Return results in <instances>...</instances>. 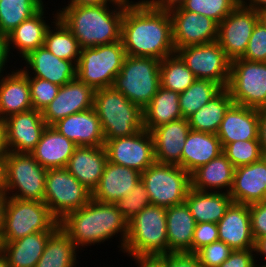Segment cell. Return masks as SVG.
Here are the masks:
<instances>
[{"label": "cell", "instance_id": "7bdbcfd3", "mask_svg": "<svg viewBox=\"0 0 266 267\" xmlns=\"http://www.w3.org/2000/svg\"><path fill=\"white\" fill-rule=\"evenodd\" d=\"M222 153L235 168L249 165L263 157L258 139L228 143L223 147Z\"/></svg>", "mask_w": 266, "mask_h": 267}, {"label": "cell", "instance_id": "4fadbf2b", "mask_svg": "<svg viewBox=\"0 0 266 267\" xmlns=\"http://www.w3.org/2000/svg\"><path fill=\"white\" fill-rule=\"evenodd\" d=\"M175 53L192 71L196 79L211 80L227 88L231 60L217 41L179 48Z\"/></svg>", "mask_w": 266, "mask_h": 267}, {"label": "cell", "instance_id": "44dd1931", "mask_svg": "<svg viewBox=\"0 0 266 267\" xmlns=\"http://www.w3.org/2000/svg\"><path fill=\"white\" fill-rule=\"evenodd\" d=\"M187 118H180L154 128L155 162L181 167L182 151L190 131Z\"/></svg>", "mask_w": 266, "mask_h": 267}, {"label": "cell", "instance_id": "f1b7e54d", "mask_svg": "<svg viewBox=\"0 0 266 267\" xmlns=\"http://www.w3.org/2000/svg\"><path fill=\"white\" fill-rule=\"evenodd\" d=\"M168 254L192 253L196 222L186 202L166 208Z\"/></svg>", "mask_w": 266, "mask_h": 267}, {"label": "cell", "instance_id": "be15d7a7", "mask_svg": "<svg viewBox=\"0 0 266 267\" xmlns=\"http://www.w3.org/2000/svg\"><path fill=\"white\" fill-rule=\"evenodd\" d=\"M254 251L257 255H263L266 258V236L260 237L255 241ZM266 266V264L264 263Z\"/></svg>", "mask_w": 266, "mask_h": 267}, {"label": "cell", "instance_id": "5bb4252c", "mask_svg": "<svg viewBox=\"0 0 266 267\" xmlns=\"http://www.w3.org/2000/svg\"><path fill=\"white\" fill-rule=\"evenodd\" d=\"M109 162L130 167L140 173L155 162L152 133L145 129L129 137H118L104 142Z\"/></svg>", "mask_w": 266, "mask_h": 267}, {"label": "cell", "instance_id": "ba28073f", "mask_svg": "<svg viewBox=\"0 0 266 267\" xmlns=\"http://www.w3.org/2000/svg\"><path fill=\"white\" fill-rule=\"evenodd\" d=\"M125 57L122 41L83 48L76 65V77L94 90L112 87Z\"/></svg>", "mask_w": 266, "mask_h": 267}, {"label": "cell", "instance_id": "8d00e7d4", "mask_svg": "<svg viewBox=\"0 0 266 267\" xmlns=\"http://www.w3.org/2000/svg\"><path fill=\"white\" fill-rule=\"evenodd\" d=\"M76 252L77 247L59 226L47 239L45 250L35 267H76Z\"/></svg>", "mask_w": 266, "mask_h": 267}, {"label": "cell", "instance_id": "e7e4bbea", "mask_svg": "<svg viewBox=\"0 0 266 267\" xmlns=\"http://www.w3.org/2000/svg\"><path fill=\"white\" fill-rule=\"evenodd\" d=\"M258 22L266 28V9L257 12Z\"/></svg>", "mask_w": 266, "mask_h": 267}, {"label": "cell", "instance_id": "9c48e42d", "mask_svg": "<svg viewBox=\"0 0 266 267\" xmlns=\"http://www.w3.org/2000/svg\"><path fill=\"white\" fill-rule=\"evenodd\" d=\"M152 205L169 208L185 202L190 174L178 165L154 162L141 173Z\"/></svg>", "mask_w": 266, "mask_h": 267}, {"label": "cell", "instance_id": "30bf717a", "mask_svg": "<svg viewBox=\"0 0 266 267\" xmlns=\"http://www.w3.org/2000/svg\"><path fill=\"white\" fill-rule=\"evenodd\" d=\"M46 172L31 154L8 152L4 193L11 198L44 201Z\"/></svg>", "mask_w": 266, "mask_h": 267}, {"label": "cell", "instance_id": "03108f58", "mask_svg": "<svg viewBox=\"0 0 266 267\" xmlns=\"http://www.w3.org/2000/svg\"><path fill=\"white\" fill-rule=\"evenodd\" d=\"M0 267H10L5 259V257L0 252Z\"/></svg>", "mask_w": 266, "mask_h": 267}, {"label": "cell", "instance_id": "7402d4cb", "mask_svg": "<svg viewBox=\"0 0 266 267\" xmlns=\"http://www.w3.org/2000/svg\"><path fill=\"white\" fill-rule=\"evenodd\" d=\"M22 60H25L27 67H24V69L21 66V69L27 76L42 78L58 86H62L76 78V64L72 61L58 58L45 46L30 52ZM26 68L31 69L33 73Z\"/></svg>", "mask_w": 266, "mask_h": 267}, {"label": "cell", "instance_id": "003e7915", "mask_svg": "<svg viewBox=\"0 0 266 267\" xmlns=\"http://www.w3.org/2000/svg\"><path fill=\"white\" fill-rule=\"evenodd\" d=\"M119 1L125 2V3H127V4H129V3H132V2H133V1H129V0H119Z\"/></svg>", "mask_w": 266, "mask_h": 267}, {"label": "cell", "instance_id": "ac0fdd59", "mask_svg": "<svg viewBox=\"0 0 266 267\" xmlns=\"http://www.w3.org/2000/svg\"><path fill=\"white\" fill-rule=\"evenodd\" d=\"M8 151L31 153L47 127L42 111L30 109L6 118Z\"/></svg>", "mask_w": 266, "mask_h": 267}, {"label": "cell", "instance_id": "7dc6e473", "mask_svg": "<svg viewBox=\"0 0 266 267\" xmlns=\"http://www.w3.org/2000/svg\"><path fill=\"white\" fill-rule=\"evenodd\" d=\"M241 59L266 62V28L259 22L256 24L251 34L246 52Z\"/></svg>", "mask_w": 266, "mask_h": 267}, {"label": "cell", "instance_id": "7a4b0ae2", "mask_svg": "<svg viewBox=\"0 0 266 267\" xmlns=\"http://www.w3.org/2000/svg\"><path fill=\"white\" fill-rule=\"evenodd\" d=\"M59 226L77 249L103 243L120 233V250L123 251L128 234V221L115 204L102 203L93 198L82 208L67 214L59 221Z\"/></svg>", "mask_w": 266, "mask_h": 267}, {"label": "cell", "instance_id": "1f68e13d", "mask_svg": "<svg viewBox=\"0 0 266 267\" xmlns=\"http://www.w3.org/2000/svg\"><path fill=\"white\" fill-rule=\"evenodd\" d=\"M216 134L190 130L182 151L181 168L191 174L194 170L222 153Z\"/></svg>", "mask_w": 266, "mask_h": 267}, {"label": "cell", "instance_id": "ab89813d", "mask_svg": "<svg viewBox=\"0 0 266 267\" xmlns=\"http://www.w3.org/2000/svg\"><path fill=\"white\" fill-rule=\"evenodd\" d=\"M222 89L223 87L214 81L196 79L191 86L179 94L182 118H188L195 113Z\"/></svg>", "mask_w": 266, "mask_h": 267}, {"label": "cell", "instance_id": "91938a15", "mask_svg": "<svg viewBox=\"0 0 266 267\" xmlns=\"http://www.w3.org/2000/svg\"><path fill=\"white\" fill-rule=\"evenodd\" d=\"M238 0V5L255 10L256 12L266 9V0Z\"/></svg>", "mask_w": 266, "mask_h": 267}, {"label": "cell", "instance_id": "f6af8a7d", "mask_svg": "<svg viewBox=\"0 0 266 267\" xmlns=\"http://www.w3.org/2000/svg\"><path fill=\"white\" fill-rule=\"evenodd\" d=\"M32 108L43 111L57 96L61 86L42 78L28 76Z\"/></svg>", "mask_w": 266, "mask_h": 267}, {"label": "cell", "instance_id": "484cf974", "mask_svg": "<svg viewBox=\"0 0 266 267\" xmlns=\"http://www.w3.org/2000/svg\"><path fill=\"white\" fill-rule=\"evenodd\" d=\"M107 162L104 146H78L70 157L66 169L92 193L100 182Z\"/></svg>", "mask_w": 266, "mask_h": 267}, {"label": "cell", "instance_id": "ffe728a7", "mask_svg": "<svg viewBox=\"0 0 266 267\" xmlns=\"http://www.w3.org/2000/svg\"><path fill=\"white\" fill-rule=\"evenodd\" d=\"M229 195L233 202L250 205L266 197V157L235 168Z\"/></svg>", "mask_w": 266, "mask_h": 267}, {"label": "cell", "instance_id": "52a82bcc", "mask_svg": "<svg viewBox=\"0 0 266 267\" xmlns=\"http://www.w3.org/2000/svg\"><path fill=\"white\" fill-rule=\"evenodd\" d=\"M59 221L43 201L7 197L0 242H11L43 231H55Z\"/></svg>", "mask_w": 266, "mask_h": 267}, {"label": "cell", "instance_id": "d4e9b609", "mask_svg": "<svg viewBox=\"0 0 266 267\" xmlns=\"http://www.w3.org/2000/svg\"><path fill=\"white\" fill-rule=\"evenodd\" d=\"M216 135L222 148L235 141L258 139L257 109L233 103L226 111Z\"/></svg>", "mask_w": 266, "mask_h": 267}, {"label": "cell", "instance_id": "8fae6325", "mask_svg": "<svg viewBox=\"0 0 266 267\" xmlns=\"http://www.w3.org/2000/svg\"><path fill=\"white\" fill-rule=\"evenodd\" d=\"M91 198L92 193L66 168L47 169L43 202L58 221L82 208Z\"/></svg>", "mask_w": 266, "mask_h": 267}, {"label": "cell", "instance_id": "ee69618b", "mask_svg": "<svg viewBox=\"0 0 266 267\" xmlns=\"http://www.w3.org/2000/svg\"><path fill=\"white\" fill-rule=\"evenodd\" d=\"M117 209L121 212L123 217L129 221L135 215L140 213L145 207L151 204L148 193L144 183L140 180L135 188L123 198L117 200L115 203Z\"/></svg>", "mask_w": 266, "mask_h": 267}, {"label": "cell", "instance_id": "bcb514c9", "mask_svg": "<svg viewBox=\"0 0 266 267\" xmlns=\"http://www.w3.org/2000/svg\"><path fill=\"white\" fill-rule=\"evenodd\" d=\"M233 252V249L222 241H215L196 251L201 267H219Z\"/></svg>", "mask_w": 266, "mask_h": 267}, {"label": "cell", "instance_id": "db71d44e", "mask_svg": "<svg viewBox=\"0 0 266 267\" xmlns=\"http://www.w3.org/2000/svg\"><path fill=\"white\" fill-rule=\"evenodd\" d=\"M150 3L155 9L170 13L173 10L181 8L186 0H142Z\"/></svg>", "mask_w": 266, "mask_h": 267}, {"label": "cell", "instance_id": "cb8c5ba5", "mask_svg": "<svg viewBox=\"0 0 266 267\" xmlns=\"http://www.w3.org/2000/svg\"><path fill=\"white\" fill-rule=\"evenodd\" d=\"M140 180L138 170L108 161L92 198L102 203H115L128 195Z\"/></svg>", "mask_w": 266, "mask_h": 267}, {"label": "cell", "instance_id": "f35d334b", "mask_svg": "<svg viewBox=\"0 0 266 267\" xmlns=\"http://www.w3.org/2000/svg\"><path fill=\"white\" fill-rule=\"evenodd\" d=\"M42 0H0V32L8 35L23 21L36 14Z\"/></svg>", "mask_w": 266, "mask_h": 267}, {"label": "cell", "instance_id": "6f0895ef", "mask_svg": "<svg viewBox=\"0 0 266 267\" xmlns=\"http://www.w3.org/2000/svg\"><path fill=\"white\" fill-rule=\"evenodd\" d=\"M7 123L6 119L0 116V154H7Z\"/></svg>", "mask_w": 266, "mask_h": 267}, {"label": "cell", "instance_id": "8992f818", "mask_svg": "<svg viewBox=\"0 0 266 267\" xmlns=\"http://www.w3.org/2000/svg\"><path fill=\"white\" fill-rule=\"evenodd\" d=\"M160 63L153 57L126 55L112 87L143 110L161 86Z\"/></svg>", "mask_w": 266, "mask_h": 267}, {"label": "cell", "instance_id": "83f0119b", "mask_svg": "<svg viewBox=\"0 0 266 267\" xmlns=\"http://www.w3.org/2000/svg\"><path fill=\"white\" fill-rule=\"evenodd\" d=\"M0 75V116L24 112L32 108L30 85L27 74L22 69Z\"/></svg>", "mask_w": 266, "mask_h": 267}, {"label": "cell", "instance_id": "d6986e66", "mask_svg": "<svg viewBox=\"0 0 266 267\" xmlns=\"http://www.w3.org/2000/svg\"><path fill=\"white\" fill-rule=\"evenodd\" d=\"M217 225L219 241L233 250L254 249L249 205L232 202Z\"/></svg>", "mask_w": 266, "mask_h": 267}, {"label": "cell", "instance_id": "c3c4849f", "mask_svg": "<svg viewBox=\"0 0 266 267\" xmlns=\"http://www.w3.org/2000/svg\"><path fill=\"white\" fill-rule=\"evenodd\" d=\"M219 240L218 225L211 222L198 223L195 226L192 239V253L194 254L205 245Z\"/></svg>", "mask_w": 266, "mask_h": 267}, {"label": "cell", "instance_id": "11a10c76", "mask_svg": "<svg viewBox=\"0 0 266 267\" xmlns=\"http://www.w3.org/2000/svg\"><path fill=\"white\" fill-rule=\"evenodd\" d=\"M9 55L7 35L0 32V75L6 69L5 65H7Z\"/></svg>", "mask_w": 266, "mask_h": 267}, {"label": "cell", "instance_id": "603a6c76", "mask_svg": "<svg viewBox=\"0 0 266 267\" xmlns=\"http://www.w3.org/2000/svg\"><path fill=\"white\" fill-rule=\"evenodd\" d=\"M52 126L77 146H104L105 139L100 119L93 107L64 117Z\"/></svg>", "mask_w": 266, "mask_h": 267}, {"label": "cell", "instance_id": "4dcf8cb0", "mask_svg": "<svg viewBox=\"0 0 266 267\" xmlns=\"http://www.w3.org/2000/svg\"><path fill=\"white\" fill-rule=\"evenodd\" d=\"M234 171L235 167L221 153L217 158L190 174L191 188L203 192H212V189L213 192H223L222 189H226L225 191L229 193L233 184Z\"/></svg>", "mask_w": 266, "mask_h": 267}, {"label": "cell", "instance_id": "a7ac6f4b", "mask_svg": "<svg viewBox=\"0 0 266 267\" xmlns=\"http://www.w3.org/2000/svg\"><path fill=\"white\" fill-rule=\"evenodd\" d=\"M260 265L258 264V266H257V264H255L254 265V267H259ZM260 267H266L265 265H261Z\"/></svg>", "mask_w": 266, "mask_h": 267}, {"label": "cell", "instance_id": "681fc988", "mask_svg": "<svg viewBox=\"0 0 266 267\" xmlns=\"http://www.w3.org/2000/svg\"><path fill=\"white\" fill-rule=\"evenodd\" d=\"M251 232L254 241L266 236V201L249 205Z\"/></svg>", "mask_w": 266, "mask_h": 267}, {"label": "cell", "instance_id": "60d3db41", "mask_svg": "<svg viewBox=\"0 0 266 267\" xmlns=\"http://www.w3.org/2000/svg\"><path fill=\"white\" fill-rule=\"evenodd\" d=\"M196 80L192 71L175 53L160 63V83L167 90L182 93Z\"/></svg>", "mask_w": 266, "mask_h": 267}, {"label": "cell", "instance_id": "7c38bea8", "mask_svg": "<svg viewBox=\"0 0 266 267\" xmlns=\"http://www.w3.org/2000/svg\"><path fill=\"white\" fill-rule=\"evenodd\" d=\"M227 89L235 104L254 109L266 107V62L231 60Z\"/></svg>", "mask_w": 266, "mask_h": 267}, {"label": "cell", "instance_id": "836d02e7", "mask_svg": "<svg viewBox=\"0 0 266 267\" xmlns=\"http://www.w3.org/2000/svg\"><path fill=\"white\" fill-rule=\"evenodd\" d=\"M44 6L32 17L23 21L13 31L7 35L8 51L10 46L18 50L22 58L26 57L30 52L44 45L47 29L50 27L46 20Z\"/></svg>", "mask_w": 266, "mask_h": 267}, {"label": "cell", "instance_id": "d590c367", "mask_svg": "<svg viewBox=\"0 0 266 267\" xmlns=\"http://www.w3.org/2000/svg\"><path fill=\"white\" fill-rule=\"evenodd\" d=\"M230 92L223 88L215 97L187 119L190 129L216 134L228 108L233 104Z\"/></svg>", "mask_w": 266, "mask_h": 267}, {"label": "cell", "instance_id": "3957f363", "mask_svg": "<svg viewBox=\"0 0 266 267\" xmlns=\"http://www.w3.org/2000/svg\"><path fill=\"white\" fill-rule=\"evenodd\" d=\"M127 3L68 5L58 11V18L73 33L81 49L121 41V24ZM115 6V7H114Z\"/></svg>", "mask_w": 266, "mask_h": 267}, {"label": "cell", "instance_id": "6da1fadb", "mask_svg": "<svg viewBox=\"0 0 266 267\" xmlns=\"http://www.w3.org/2000/svg\"><path fill=\"white\" fill-rule=\"evenodd\" d=\"M121 41L128 56L163 60L175 54L170 13L142 0L125 5Z\"/></svg>", "mask_w": 266, "mask_h": 267}, {"label": "cell", "instance_id": "e575fe53", "mask_svg": "<svg viewBox=\"0 0 266 267\" xmlns=\"http://www.w3.org/2000/svg\"><path fill=\"white\" fill-rule=\"evenodd\" d=\"M182 118L179 93L160 86L151 102L143 109V127L147 131Z\"/></svg>", "mask_w": 266, "mask_h": 267}, {"label": "cell", "instance_id": "9a60e30c", "mask_svg": "<svg viewBox=\"0 0 266 267\" xmlns=\"http://www.w3.org/2000/svg\"><path fill=\"white\" fill-rule=\"evenodd\" d=\"M257 23V12L241 5L219 23L217 42L230 60L244 55Z\"/></svg>", "mask_w": 266, "mask_h": 267}, {"label": "cell", "instance_id": "6125c7cd", "mask_svg": "<svg viewBox=\"0 0 266 267\" xmlns=\"http://www.w3.org/2000/svg\"><path fill=\"white\" fill-rule=\"evenodd\" d=\"M7 203V196L5 193H0V239L3 232L4 226V213H5V206Z\"/></svg>", "mask_w": 266, "mask_h": 267}, {"label": "cell", "instance_id": "5b68a950", "mask_svg": "<svg viewBox=\"0 0 266 267\" xmlns=\"http://www.w3.org/2000/svg\"><path fill=\"white\" fill-rule=\"evenodd\" d=\"M123 252L130 257L168 255L166 208L150 204L128 221Z\"/></svg>", "mask_w": 266, "mask_h": 267}, {"label": "cell", "instance_id": "9f6ffc18", "mask_svg": "<svg viewBox=\"0 0 266 267\" xmlns=\"http://www.w3.org/2000/svg\"><path fill=\"white\" fill-rule=\"evenodd\" d=\"M133 258L138 267H164L163 263L156 256Z\"/></svg>", "mask_w": 266, "mask_h": 267}, {"label": "cell", "instance_id": "e0dca14e", "mask_svg": "<svg viewBox=\"0 0 266 267\" xmlns=\"http://www.w3.org/2000/svg\"><path fill=\"white\" fill-rule=\"evenodd\" d=\"M95 90L77 77L62 85L57 96L42 111L47 126L71 114L83 112L93 107Z\"/></svg>", "mask_w": 266, "mask_h": 267}, {"label": "cell", "instance_id": "277c9868", "mask_svg": "<svg viewBox=\"0 0 266 267\" xmlns=\"http://www.w3.org/2000/svg\"><path fill=\"white\" fill-rule=\"evenodd\" d=\"M93 108L105 141L129 137L144 129L143 110L113 87L95 90Z\"/></svg>", "mask_w": 266, "mask_h": 267}, {"label": "cell", "instance_id": "680465c9", "mask_svg": "<svg viewBox=\"0 0 266 267\" xmlns=\"http://www.w3.org/2000/svg\"><path fill=\"white\" fill-rule=\"evenodd\" d=\"M7 171V154H0V193L5 192Z\"/></svg>", "mask_w": 266, "mask_h": 267}, {"label": "cell", "instance_id": "816d5d0a", "mask_svg": "<svg viewBox=\"0 0 266 267\" xmlns=\"http://www.w3.org/2000/svg\"><path fill=\"white\" fill-rule=\"evenodd\" d=\"M254 249L233 250L231 255L219 267H254L257 255ZM255 255V256H254Z\"/></svg>", "mask_w": 266, "mask_h": 267}, {"label": "cell", "instance_id": "f5cc1de1", "mask_svg": "<svg viewBox=\"0 0 266 267\" xmlns=\"http://www.w3.org/2000/svg\"><path fill=\"white\" fill-rule=\"evenodd\" d=\"M258 140L263 157H266V107L257 109Z\"/></svg>", "mask_w": 266, "mask_h": 267}, {"label": "cell", "instance_id": "b9f144b4", "mask_svg": "<svg viewBox=\"0 0 266 267\" xmlns=\"http://www.w3.org/2000/svg\"><path fill=\"white\" fill-rule=\"evenodd\" d=\"M238 5V0H186L181 7L185 11L202 14L218 24Z\"/></svg>", "mask_w": 266, "mask_h": 267}, {"label": "cell", "instance_id": "94428289", "mask_svg": "<svg viewBox=\"0 0 266 267\" xmlns=\"http://www.w3.org/2000/svg\"><path fill=\"white\" fill-rule=\"evenodd\" d=\"M116 0H70L68 5L88 6L100 4H113Z\"/></svg>", "mask_w": 266, "mask_h": 267}, {"label": "cell", "instance_id": "4316f807", "mask_svg": "<svg viewBox=\"0 0 266 267\" xmlns=\"http://www.w3.org/2000/svg\"><path fill=\"white\" fill-rule=\"evenodd\" d=\"M77 147L53 126H47L30 154L45 169L66 168Z\"/></svg>", "mask_w": 266, "mask_h": 267}, {"label": "cell", "instance_id": "f907efd6", "mask_svg": "<svg viewBox=\"0 0 266 267\" xmlns=\"http://www.w3.org/2000/svg\"><path fill=\"white\" fill-rule=\"evenodd\" d=\"M156 257L163 263L164 267H201L193 253H171Z\"/></svg>", "mask_w": 266, "mask_h": 267}, {"label": "cell", "instance_id": "2e32d148", "mask_svg": "<svg viewBox=\"0 0 266 267\" xmlns=\"http://www.w3.org/2000/svg\"><path fill=\"white\" fill-rule=\"evenodd\" d=\"M175 49L217 41L219 24L182 8L170 12Z\"/></svg>", "mask_w": 266, "mask_h": 267}, {"label": "cell", "instance_id": "f546056e", "mask_svg": "<svg viewBox=\"0 0 266 267\" xmlns=\"http://www.w3.org/2000/svg\"><path fill=\"white\" fill-rule=\"evenodd\" d=\"M53 232H37L11 242H0V252L10 267H35Z\"/></svg>", "mask_w": 266, "mask_h": 267}, {"label": "cell", "instance_id": "74e56055", "mask_svg": "<svg viewBox=\"0 0 266 267\" xmlns=\"http://www.w3.org/2000/svg\"><path fill=\"white\" fill-rule=\"evenodd\" d=\"M54 20L52 22L54 27L47 29L43 46L58 58L72 61L77 65L81 51L78 40L58 18V11L55 14Z\"/></svg>", "mask_w": 266, "mask_h": 267}, {"label": "cell", "instance_id": "d6a6232c", "mask_svg": "<svg viewBox=\"0 0 266 267\" xmlns=\"http://www.w3.org/2000/svg\"><path fill=\"white\" fill-rule=\"evenodd\" d=\"M196 224L218 223L233 202L227 192H203L190 188L185 199Z\"/></svg>", "mask_w": 266, "mask_h": 267}]
</instances>
